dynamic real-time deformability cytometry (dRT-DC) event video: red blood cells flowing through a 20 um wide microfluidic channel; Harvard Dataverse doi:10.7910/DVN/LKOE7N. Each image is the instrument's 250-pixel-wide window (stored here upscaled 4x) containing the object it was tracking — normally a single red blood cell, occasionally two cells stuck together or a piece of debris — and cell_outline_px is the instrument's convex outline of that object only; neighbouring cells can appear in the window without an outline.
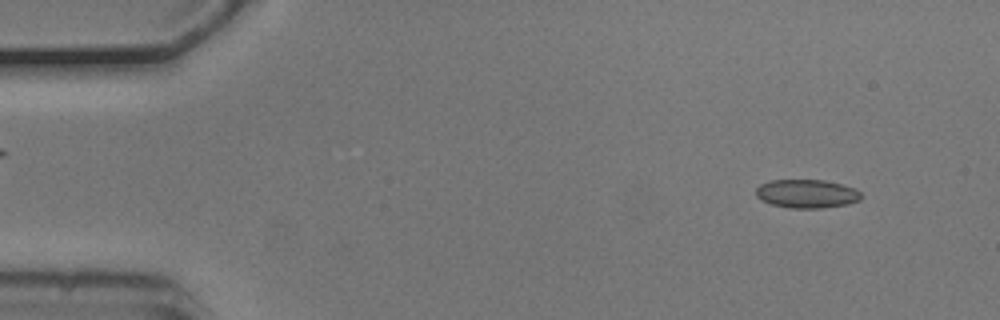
{"species": "common noctule bat (a hibernating species)", "species_latin": "Nyctalus noctula", "temperature_condition": "cold", "stored_images_in_passage": 5, "segment_of_instrument_passage": [1, 2], "camera_frame_rate_fps": 3000, "um_per_image_px": 0.085, "animal": {"sex": "male", "body_mass_g": 20.5, "forearm_length_mm": 52.5}, "frame": {"image": 1, "passage_image": 1, "time_ms": 0.0, "image_size_px": [1000, 320], "cell_outline_px": [[864, 196], [860, 200], [848, 204], [820, 208], [788, 208], [772, 204], [760, 200], [756, 196], [756, 188], [760, 184], [772, 180], [824, 180], [856, 188]], "centroid_in_image_um": [68.59, 16.47], "position_along_channel_um": 16.4, "area_um2": 17.63}}
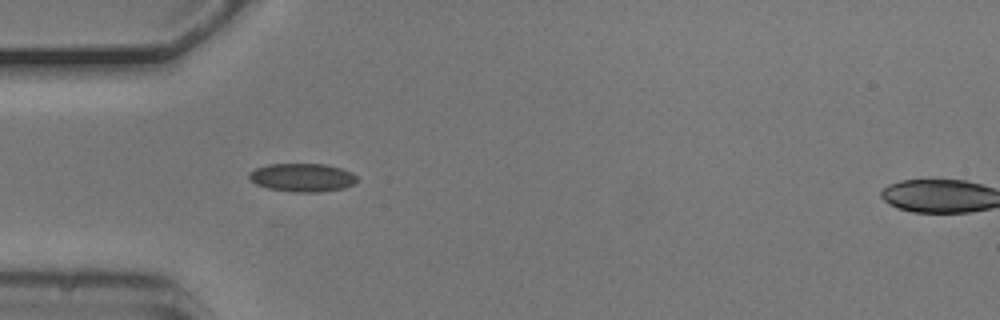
{"frame": {"image": 2, "passage_image": 4, "time_ms": 1.0, "image_size_px": [1000, 320], "cell_outline_px": [[356, 184], [344, 188], [320, 192], [292, 192], [268, 188], [256, 184], [248, 176], [248, 172], [256, 168], [268, 164], [324, 164], [340, 168], [352, 172], [356, 176]], "centroid_in_image_um": [25.7, 15.09], "position_along_channel_um": 59.3, "area_um2": 17.86}}